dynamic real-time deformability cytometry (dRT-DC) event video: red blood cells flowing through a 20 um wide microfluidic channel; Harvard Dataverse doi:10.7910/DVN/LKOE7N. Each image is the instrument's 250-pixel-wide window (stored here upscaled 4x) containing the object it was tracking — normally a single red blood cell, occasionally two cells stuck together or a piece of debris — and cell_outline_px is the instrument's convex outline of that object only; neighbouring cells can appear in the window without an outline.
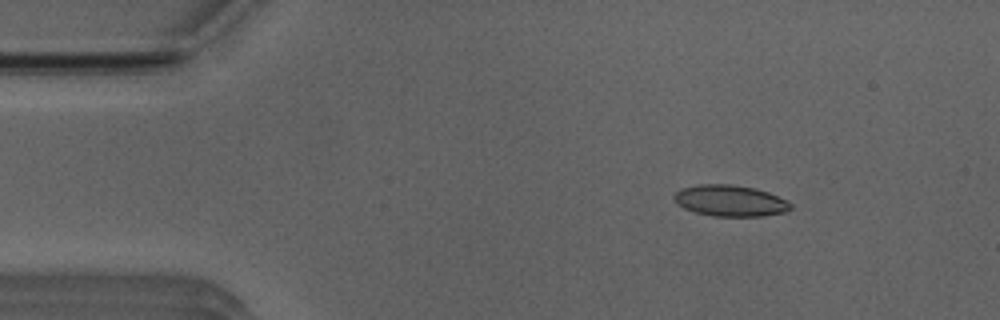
{"species": "Egyptian fruit bat (a non-hibernating species)", "species_latin": "Rousettus aegyptiacus", "temperature_condition": "room temperature", "stored_images_in_passage": 46, "camera_frame_rate_fps": 3000, "um_per_image_px": 0.085, "animal": {"sex": "male"}, "frame": {"image": 1, "passage_image": 1, "time_ms": 0.0, "image_size_px": [1000, 320], "cell_outline_px": [[792, 208], [784, 212], [760, 216], [712, 216], [696, 212], [684, 208], [676, 204], [672, 196], [680, 188], [700, 184], [732, 184], [756, 188], [768, 192], [792, 204]], "centroid_in_image_um": [62.01, 17.05], "position_along_channel_um": 23.0, "area_um2": 21.21}}
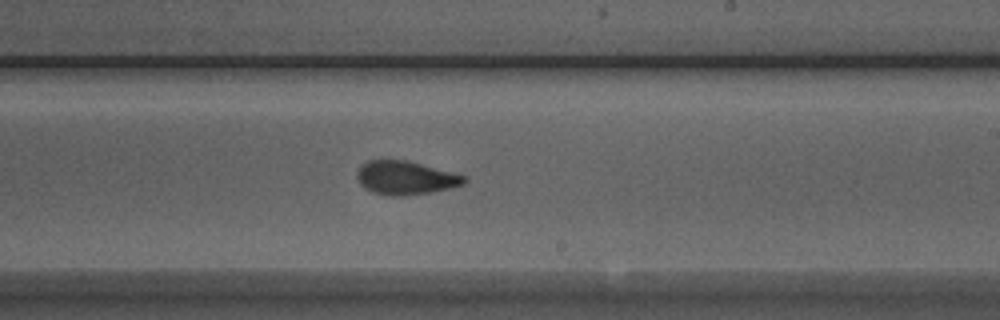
{"frame": {"image": 2, "passage_image": 24, "time_ms": 7.667, "image_size_px": [1000, 320], "cell_outline_px": [[468, 180], [464, 184], [448, 188], [428, 192], [404, 196], [392, 196], [372, 192], [364, 188], [360, 184], [356, 176], [356, 172], [360, 164], [368, 160], [408, 160], [468, 176]], "centroid_in_image_um": [34.45, 15.1], "position_along_channel_um": 254.5, "area_um2": 21.15}}
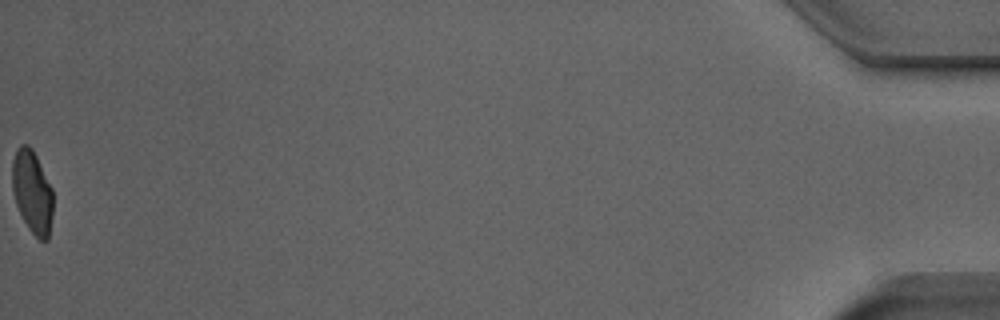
{"frame": {"image": 3, "passage_image": 46, "time_ms": 15.0, "image_size_px": [1000, 320], "cell_outline_px": [[52, 216], [48, 240], [40, 240], [28, 228], [16, 204], [12, 192], [12, 160], [16, 148], [20, 144], [28, 144], [32, 148], [52, 188]], "centroid_in_image_um": [2.72, 16.28], "position_along_channel_um": 432.5, "area_um2": 19.71}, "authors_computed_cell_mechanics": {"area_um2": 20.9525, "velocity_mm_per_s": 3.9232, "shape_relaxation_time_tau1_ms": 4.8095, "shape_relaxation_time_tau2_ms": 1.2283, "deformation_change_tau1": 0.1501, "deformation_change_tau2": 0.0697}}